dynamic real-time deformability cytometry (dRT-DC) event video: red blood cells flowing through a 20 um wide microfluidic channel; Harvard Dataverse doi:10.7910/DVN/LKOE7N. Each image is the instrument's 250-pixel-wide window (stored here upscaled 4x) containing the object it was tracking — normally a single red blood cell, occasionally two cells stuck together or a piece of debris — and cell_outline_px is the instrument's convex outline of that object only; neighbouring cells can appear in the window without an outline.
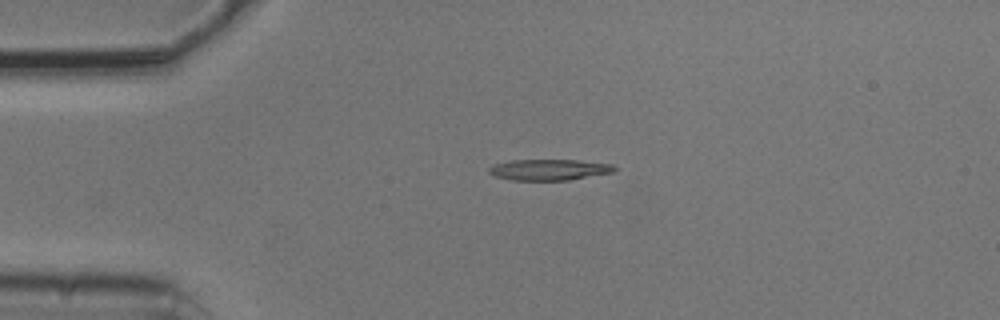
{"species": "common noctule bat (a hibernating species)", "species_latin": "Nyctalus noctula", "temperature_condition": "cold", "stored_images_in_passage": 3, "camera_frame_rate_fps": 3000, "um_per_image_px": 0.085, "animal": {"sex": "male", "body_mass_g": 20.5, "forearm_length_mm": 52.5}, "frame": {"image": 1, "passage_image": 1, "time_ms": 0.0, "image_size_px": [1000, 320], "cell_outline_px": [[616, 172], [568, 180], [512, 180], [492, 176], [488, 172], [488, 168], [492, 164], [512, 160], [580, 160], [612, 164], [616, 168]], "centroid_in_image_um": [46.66, 14.42], "position_along_channel_um": 38.3, "area_um2": 15.55}}
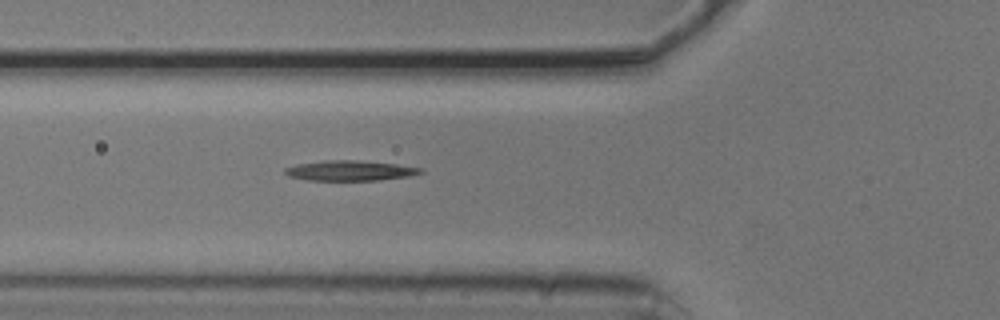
{"frame": {"image": 2, "passage_image": 3, "time_ms": 0.667, "image_size_px": [1000, 320], "cell_outline_px": [[424, 172], [412, 176], [380, 180], [308, 180], [288, 176], [284, 172], [284, 168], [296, 164], [324, 160], [356, 160], [396, 164], [424, 168]], "centroid_in_image_um": [29.77, 14.5], "position_along_channel_um": 96.0, "area_um2": 16.07}}